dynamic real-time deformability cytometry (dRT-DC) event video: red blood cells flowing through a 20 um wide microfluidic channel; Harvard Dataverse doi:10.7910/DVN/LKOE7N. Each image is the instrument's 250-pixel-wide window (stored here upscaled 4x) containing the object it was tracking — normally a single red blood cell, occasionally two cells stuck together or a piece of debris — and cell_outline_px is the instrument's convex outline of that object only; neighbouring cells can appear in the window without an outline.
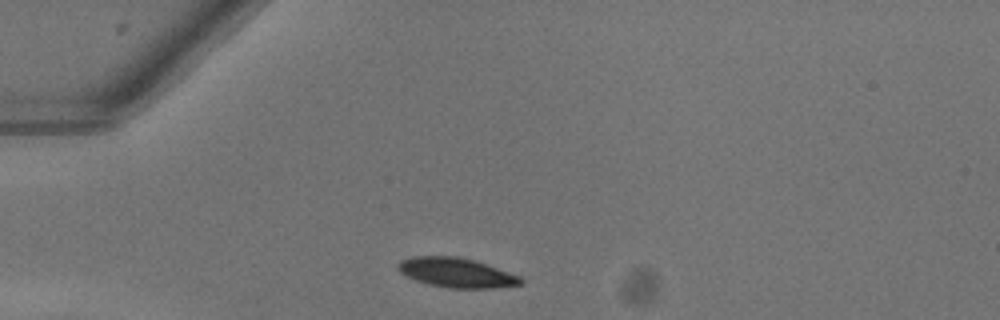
{"species": "common noctule bat (a hibernating species)", "species_latin": "Nyctalus noctula", "temperature_condition": "warm", "stored_images_in_passage": 40, "camera_frame_rate_fps": 3000, "um_per_image_px": 0.085, "animal": {"sex": "female"}, "frame": {"image": 1, "passage_image": 3, "time_ms": 0.667, "image_size_px": [1000, 320], "cell_outline_px": [[524, 284], [492, 288], [448, 288], [416, 280], [400, 272], [396, 268], [396, 264], [400, 260], [412, 256], [456, 256], [472, 260], [520, 276], [524, 280]], "centroid_in_image_um": [38.77, 23.17], "position_along_channel_um": 46.2, "area_um2": 20.92}}
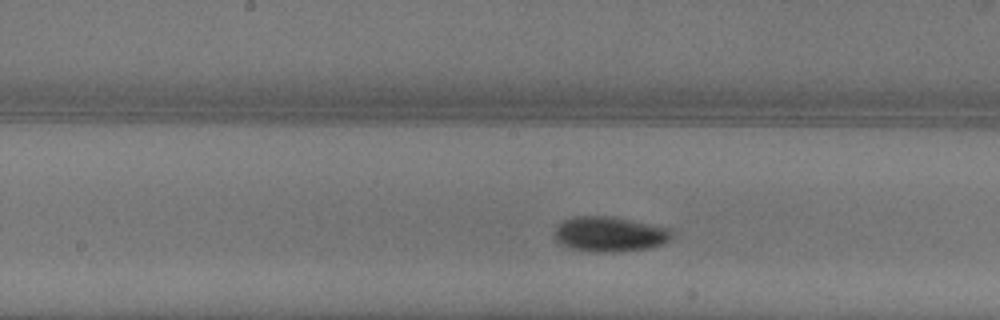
{"frame": {"image": 2, "passage_image": 16, "time_ms": 5.0, "image_size_px": [1000, 320], "cell_outline_px": [[672, 236], [668, 240], [660, 244], [648, 248], [612, 252], [588, 252], [572, 248], [556, 240], [552, 236], [552, 232], [564, 220], [576, 216], [608, 216], [668, 228], [672, 232]], "centroid_in_image_um": [51.76, 19.91], "position_along_channel_um": 196.4, "area_um2": 23.58}}
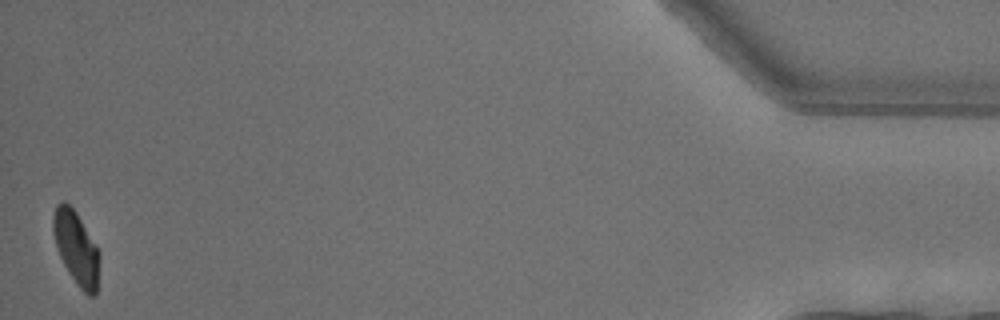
{"frame": {"image": 3, "passage_image": 40, "time_ms": 13.0, "image_size_px": [1000, 320], "cell_outline_px": [[100, 256], [96, 296], [88, 296], [80, 288], [64, 264], [60, 256], [52, 232], [52, 216], [56, 204], [64, 200], [76, 212], [100, 252]], "centroid_in_image_um": [6.48, 21.06], "position_along_channel_um": 428.7, "area_um2": 19.65}, "authors_computed_cell_mechanics": {"area_um2": 22.1663, "velocity_mm_per_s": 4.0423, "shape_relaxation_time_tau1_ms": 2.863, "shape_relaxation_time_tau2_ms": null, "deformation_change_tau1": 0.1228, "deformation_change_tau2": null}}